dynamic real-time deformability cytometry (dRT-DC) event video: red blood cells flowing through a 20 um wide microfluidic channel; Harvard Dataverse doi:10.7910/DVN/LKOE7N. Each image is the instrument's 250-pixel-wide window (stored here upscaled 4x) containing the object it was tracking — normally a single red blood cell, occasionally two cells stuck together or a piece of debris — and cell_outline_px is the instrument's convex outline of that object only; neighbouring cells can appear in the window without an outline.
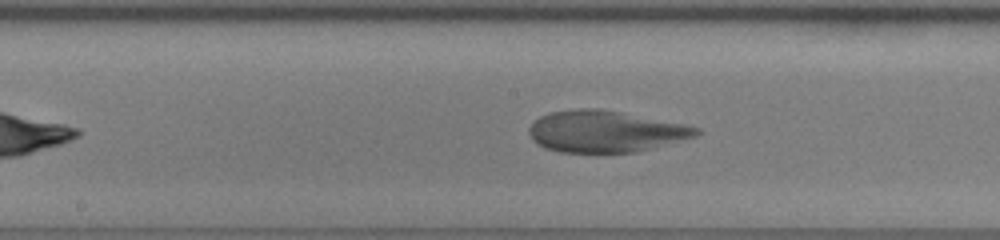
{"species": "human", "species_latin": "Homo sapiens", "temperature_condition": "room temperature", "stored_images_in_passage": 32, "camera_frame_rate_fps": 3000, "um_per_image_px": 0.085, "donor": {"sex": "female"}, "frame": {"image": 1, "passage_image": 14, "time_ms": 4.333, "image_size_px": [1000, 240], "cell_outline_px": [[700, 132], [696, 136], [636, 152], [560, 152], [544, 148], [536, 144], [532, 140], [528, 132], [528, 128], [540, 116], [548, 112], [580, 108], [600, 108], [688, 124], [700, 128]], "centroid_in_image_um": [51.44, 11.16], "position_along_channel_um": 196.8, "area_um2": 40.69}}